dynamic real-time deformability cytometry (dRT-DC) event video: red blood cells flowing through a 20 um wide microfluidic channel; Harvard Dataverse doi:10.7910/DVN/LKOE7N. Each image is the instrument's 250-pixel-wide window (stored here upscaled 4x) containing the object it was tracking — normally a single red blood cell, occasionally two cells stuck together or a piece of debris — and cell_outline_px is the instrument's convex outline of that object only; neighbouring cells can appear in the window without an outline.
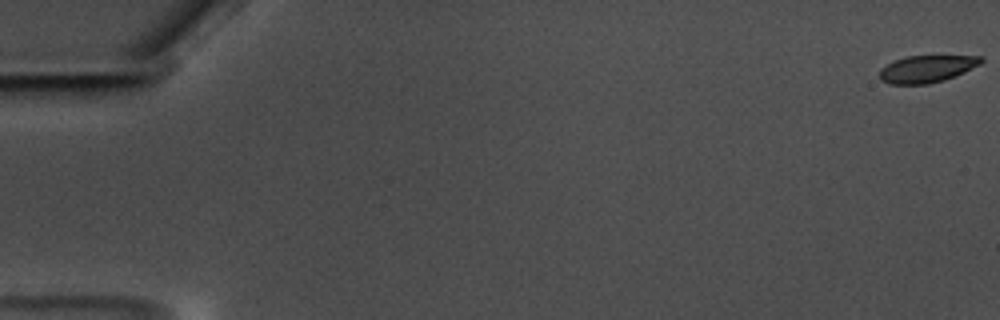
{"species": "common noctule bat (a hibernating species)", "species_latin": "Nyctalus noctula", "temperature_condition": "warm", "stored_images_in_passage": 10, "camera_frame_rate_fps": 3000, "um_per_image_px": 0.085, "animal": {"sex": "male", "body_mass_g": 17.5, "forearm_length_mm": 52.3}, "frame": {"image": 1, "passage_image": 1, "time_ms": 0.0, "image_size_px": [1000, 320], "cell_outline_px": [[984, 60], [980, 64], [956, 76], [944, 80], [928, 84], [888, 84], [880, 80], [880, 68], [904, 56], [984, 56]], "centroid_in_image_um": [78.78, 5.86], "position_along_channel_um": 6.2, "area_um2": 16.07}}